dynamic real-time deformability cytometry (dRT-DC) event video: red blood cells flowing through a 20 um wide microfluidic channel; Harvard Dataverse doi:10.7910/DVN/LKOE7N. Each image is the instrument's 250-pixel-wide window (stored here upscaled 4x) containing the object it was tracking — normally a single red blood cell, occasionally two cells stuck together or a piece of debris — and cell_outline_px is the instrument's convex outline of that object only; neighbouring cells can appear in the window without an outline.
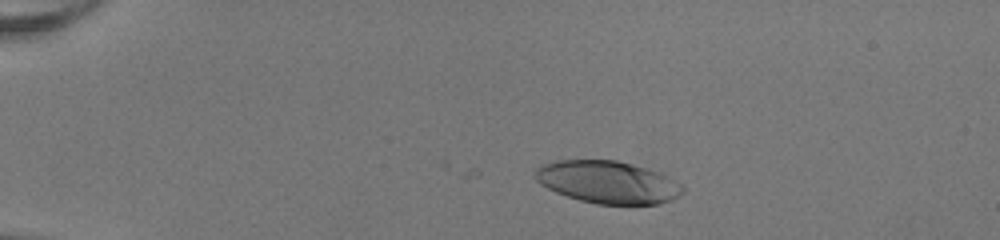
{"species": "human", "species_latin": "Homo sapiens", "temperature_condition": "room temperature", "stored_images_in_passage": 41, "camera_frame_rate_fps": 3000, "um_per_image_px": 0.085, "donor": {"sex": "female"}, "frame": {"image": 1, "passage_image": 1, "time_ms": 0.0, "image_size_px": [1000, 240], "cell_outline_px": [[684, 192], [672, 200], [660, 204], [596, 204], [580, 200], [556, 192], [540, 184], [536, 180], [536, 168], [540, 164], [556, 160], [616, 160], [648, 168], [660, 172], [684, 184]], "centroid_in_image_um": [51.7, 15.48], "position_along_channel_um": 33.3, "area_um2": 36.76}}
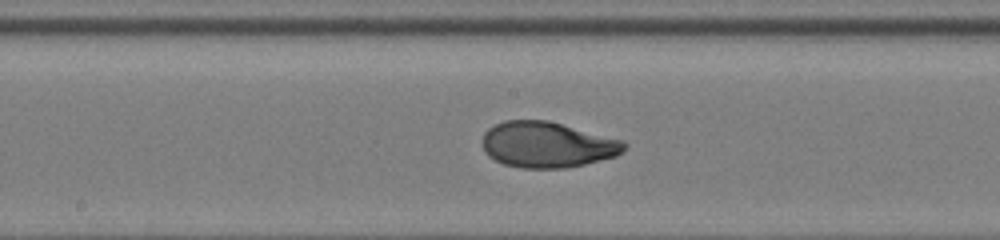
{"frame": {"image": 2, "passage_image": 19, "time_ms": 6.0, "image_size_px": [1000, 240], "cell_outline_px": [[628, 144], [616, 156], [584, 164], [564, 168], [520, 168], [504, 164], [488, 156], [484, 152], [484, 132], [488, 128], [504, 120], [548, 120], [624, 140]], "centroid_in_image_um": [46.52, 12.29], "position_along_channel_um": 201.7, "area_um2": 37.8}}
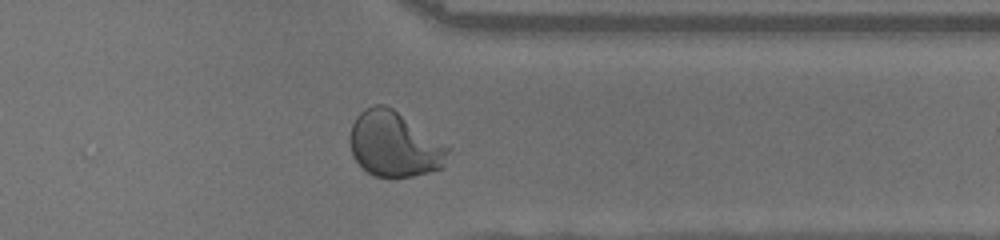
{"frame": {"image": 3, "passage_image": 32, "time_ms": 10.333, "image_size_px": [1000, 240], "cell_outline_px": [[452, 148], [444, 168], [412, 176], [376, 176], [368, 172], [352, 156], [352, 124], [356, 116], [364, 108], [376, 104], [384, 104], [392, 108]], "centroid_in_image_um": [33.57, 12.26], "position_along_channel_um": 377.8, "area_um2": 36.93}, "authors_computed_cell_mechanics": {"area_um2": 37.4544, "velocity_mm_per_s": 4.0877, "shape_relaxation_time_tau1_ms": 3.5651, "shape_relaxation_time_tau2_ms": null, "deformation_change_tau1": 0.2133, "deformation_change_tau2": null}}